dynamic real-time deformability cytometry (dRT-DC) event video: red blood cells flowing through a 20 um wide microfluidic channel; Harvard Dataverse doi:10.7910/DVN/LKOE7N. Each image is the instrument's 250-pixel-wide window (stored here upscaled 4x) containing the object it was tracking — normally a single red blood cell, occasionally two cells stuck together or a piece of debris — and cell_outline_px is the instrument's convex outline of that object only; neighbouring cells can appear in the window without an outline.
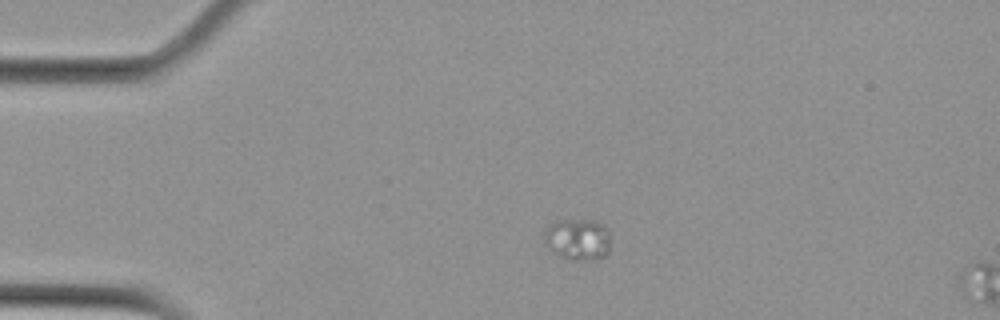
{"species": "Egyptian fruit bat (a non-hibernating species)", "species_latin": "Rousettus aegyptiacus", "temperature_condition": "cold", "stored_images_in_passage": 4, "segment_of_instrument_passage": [1, 2], "camera_frame_rate_fps": 3000, "um_per_image_px": 0.085, "animal": {"sex": "female"}, "frame": {"image": 1, "passage_image": 3, "time_ms": 2.667, "image_size_px": [1000, 320], "cell_outline_px": [[608, 252], [604, 256], [592, 260], [572, 260], [556, 252], [548, 244], [544, 232], [548, 224], [556, 220], [596, 220], [604, 224], [608, 228]], "centroid_in_image_um": [49.15, 20.3], "position_along_channel_um": 35.8, "area_um2": 15.72}}